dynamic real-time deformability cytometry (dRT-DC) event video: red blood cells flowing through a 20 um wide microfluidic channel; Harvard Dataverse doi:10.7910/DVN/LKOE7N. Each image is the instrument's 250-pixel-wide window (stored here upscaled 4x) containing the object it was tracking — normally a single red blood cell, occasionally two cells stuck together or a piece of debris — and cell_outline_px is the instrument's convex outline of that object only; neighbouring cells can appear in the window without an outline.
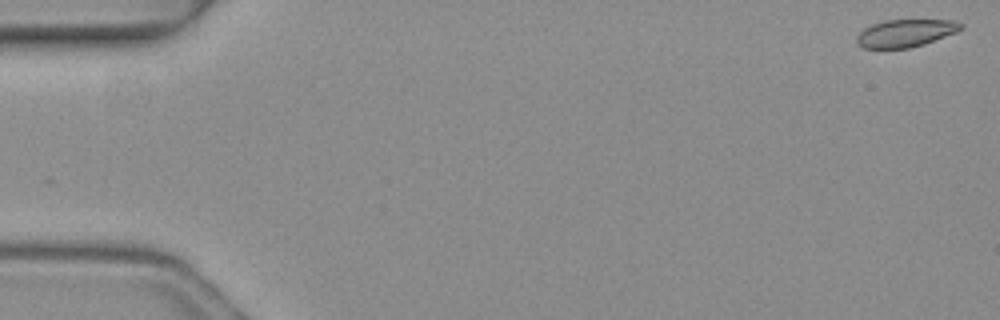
{"species": "common noctule bat (a hibernating species)", "species_latin": "Nyctalus noctula", "temperature_condition": "warm", "stored_images_in_passage": 7, "camera_frame_rate_fps": 3000, "um_per_image_px": 0.085, "animal": {"sex": "female", "body_mass_g": 19.3, "forearm_length_mm": 54.1}, "frame": {"image": 1, "passage_image": 1, "time_ms": 0.0, "image_size_px": [1000, 320], "cell_outline_px": [[964, 28], [956, 32], [924, 44], [908, 48], [864, 48], [856, 44], [856, 36], [864, 28], [872, 24], [884, 20], [952, 20], [964, 24]], "centroid_in_image_um": [76.95, 2.81], "position_along_channel_um": 8.0, "area_um2": 16.76}}
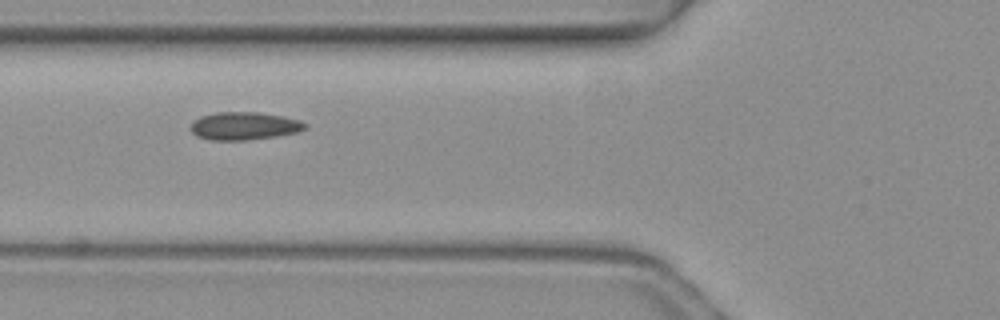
{"frame": {"image": 2, "passage_image": 6, "time_ms": 1.667, "image_size_px": [1000, 320], "cell_outline_px": [[308, 128], [296, 132], [276, 136], [244, 140], [212, 140], [196, 136], [188, 128], [192, 120], [200, 116], [216, 112], [260, 112], [300, 120], [308, 124]], "centroid_in_image_um": [20.71, 10.7], "position_along_channel_um": 105.1, "area_um2": 18.73}}
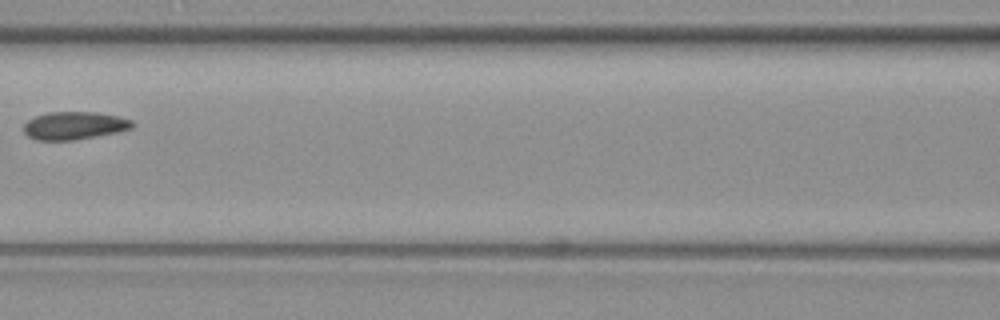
{"frame": {"image": 3, "passage_image": 7, "time_ms": 2.0, "image_size_px": [1000, 320], "cell_outline_px": [[136, 124], [132, 128], [120, 132], [72, 140], [36, 140], [28, 136], [24, 132], [24, 124], [28, 120], [36, 116], [48, 112], [96, 112], [120, 116], [132, 120]], "centroid_in_image_um": [6.36, 10.67], "position_along_channel_um": 160.2, "area_um2": 17.74}}